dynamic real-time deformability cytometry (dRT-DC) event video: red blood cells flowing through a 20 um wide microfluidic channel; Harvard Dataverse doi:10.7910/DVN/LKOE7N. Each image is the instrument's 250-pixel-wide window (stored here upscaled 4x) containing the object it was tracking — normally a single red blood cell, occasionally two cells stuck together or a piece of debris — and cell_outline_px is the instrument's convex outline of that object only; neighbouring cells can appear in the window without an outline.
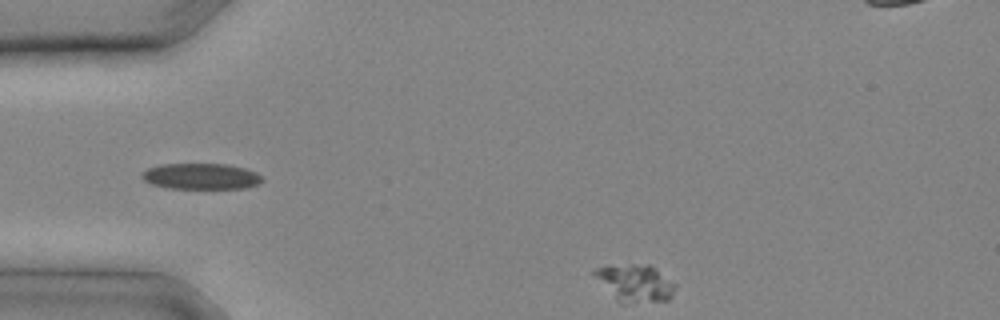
{"species": "common noctule bat (a hibernating species)", "species_latin": "Nyctalus noctula", "temperature_condition": "cold", "stored_images_in_passage": 7, "segment_of_instrument_passage": [2, 2], "camera_frame_rate_fps": 3000, "um_per_image_px": 0.085, "animal": {"sex": "male", "body_mass_g": 20.4}, "frame": {"image": 1, "passage_image": 7, "time_ms": 2.0, "image_size_px": [1000, 320], "cell_outline_px": [[676, 284], [672, 296], [668, 300], [624, 304], [620, 304], [616, 300], [592, 272], [596, 268], [632, 264], [648, 264], [656, 268]], "centroid_in_image_um": [54.03, 24.08], "position_along_channel_um": 31.0, "area_um2": 17.34}}